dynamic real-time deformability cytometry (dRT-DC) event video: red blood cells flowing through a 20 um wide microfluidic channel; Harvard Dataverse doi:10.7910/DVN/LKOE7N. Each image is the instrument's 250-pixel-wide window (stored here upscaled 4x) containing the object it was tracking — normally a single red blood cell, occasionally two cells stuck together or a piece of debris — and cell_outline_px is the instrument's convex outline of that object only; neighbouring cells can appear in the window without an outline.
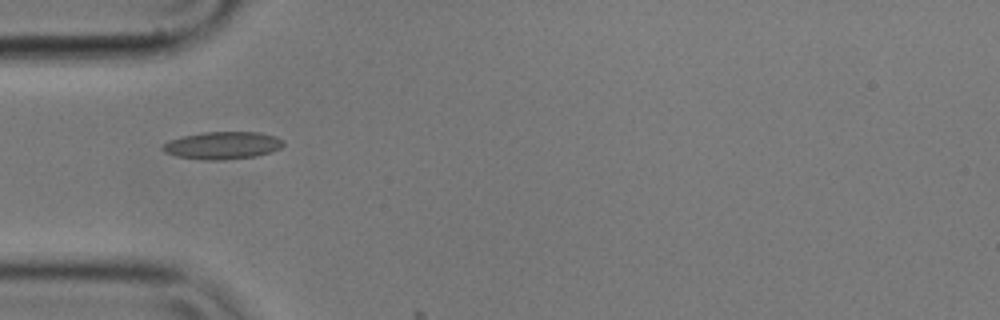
{"species": "common noctule bat (a hibernating species)", "species_latin": "Nyctalus noctula", "temperature_condition": "cold", "stored_images_in_passage": 5, "camera_frame_rate_fps": 3000, "um_per_image_px": 0.085, "animal": {"sex": "male", "body_mass_g": 17.9}, "frame": {"image": 1, "passage_image": 2, "time_ms": 0.333, "image_size_px": [1000, 320], "cell_outline_px": [[284, 144], [280, 148], [272, 152], [256, 156], [224, 160], [204, 160], [176, 156], [164, 152], [160, 148], [164, 144], [172, 140], [184, 136], [204, 132], [260, 132], [276, 136], [284, 140]], "centroid_in_image_um": [18.96, 12.36], "position_along_channel_um": 66.0, "area_um2": 19.36}}
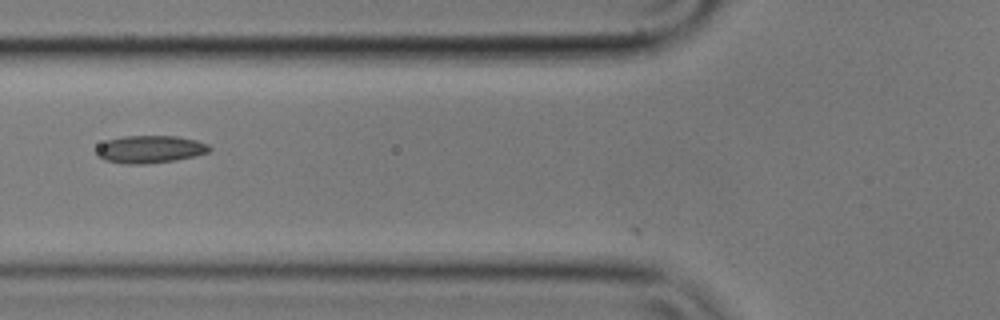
{"frame": {"image": 2, "passage_image": 3, "time_ms": 0.667, "image_size_px": [1000, 320], "cell_outline_px": [[212, 148], [208, 152], [176, 160], [144, 164], [124, 164], [104, 160], [96, 156], [96, 148], [100, 144], [108, 140], [124, 136], [176, 136], [196, 140], [208, 144]], "centroid_in_image_um": [12.71, 12.69], "position_along_channel_um": 113.1, "area_um2": 18.15}}
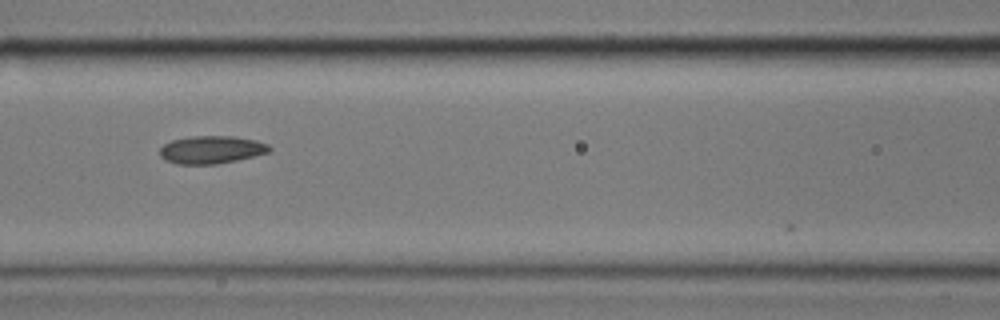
{"frame": {"image": 3, "passage_image": 4, "time_ms": 1.0, "image_size_px": [1000, 320], "cell_outline_px": [[272, 148], [268, 152], [236, 160], [216, 164], [176, 164], [164, 160], [160, 156], [160, 148], [164, 144], [172, 140], [192, 136], [232, 136], [256, 140], [268, 144]], "centroid_in_image_um": [17.94, 12.72], "position_along_channel_um": 148.7, "area_um2": 17.69}}